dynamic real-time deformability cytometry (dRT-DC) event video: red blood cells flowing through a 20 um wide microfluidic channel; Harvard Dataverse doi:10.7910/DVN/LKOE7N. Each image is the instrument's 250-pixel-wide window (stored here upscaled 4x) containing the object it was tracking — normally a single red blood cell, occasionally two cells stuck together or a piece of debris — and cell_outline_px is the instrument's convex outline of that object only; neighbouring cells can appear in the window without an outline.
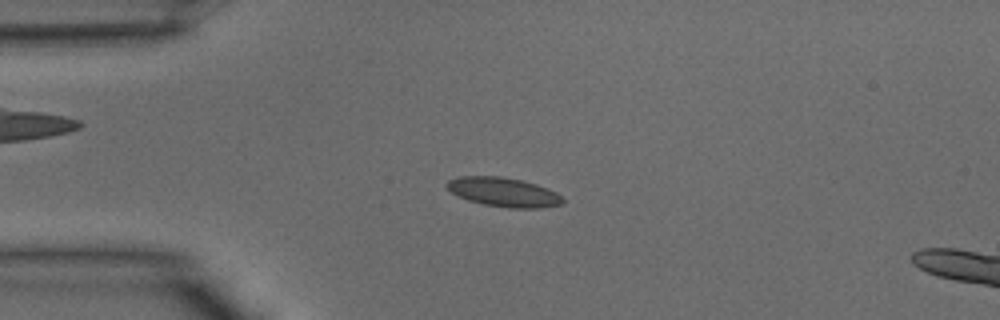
{"species": "common noctule bat (a hibernating species)", "species_latin": "Nyctalus noctula", "temperature_condition": "warm", "stored_images_in_passage": 34, "camera_frame_rate_fps": 3000, "um_per_image_px": 0.085, "animal": {"sex": "male", "body_mass_g": 15.6}, "frame": {"image": 1, "passage_image": 9, "time_ms": 2.667, "image_size_px": [1000, 320], "cell_outline_px": [[564, 204], [540, 208], [508, 208], [484, 204], [468, 200], [452, 192], [444, 184], [448, 180], [460, 176], [500, 176], [520, 180], [536, 184], [548, 188], [556, 192], [564, 200]], "centroid_in_image_um": [42.82, 16.33], "position_along_channel_um": 42.2, "area_um2": 19.65}}
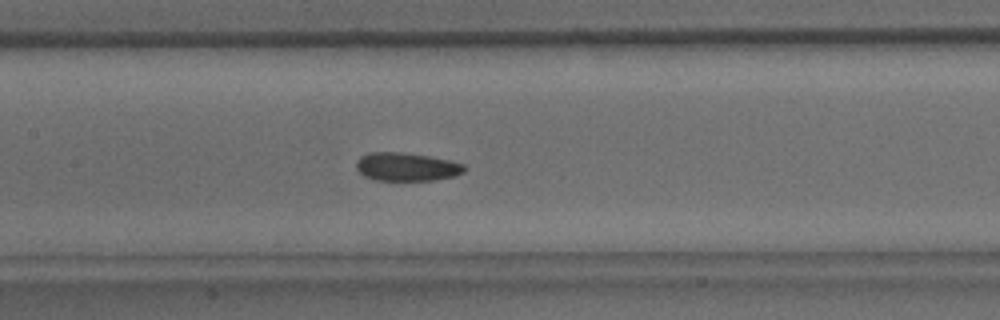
{"frame": {"image": 2, "passage_image": 18, "time_ms": 5.667, "image_size_px": [1000, 320], "cell_outline_px": [[468, 168], [464, 172], [452, 176], [436, 180], [376, 180], [364, 176], [356, 168], [356, 160], [360, 156], [368, 152], [400, 152], [428, 156], [448, 160], [464, 164]], "centroid_in_image_um": [34.54, 14.17], "position_along_channel_um": 172.9, "area_um2": 17.86}}
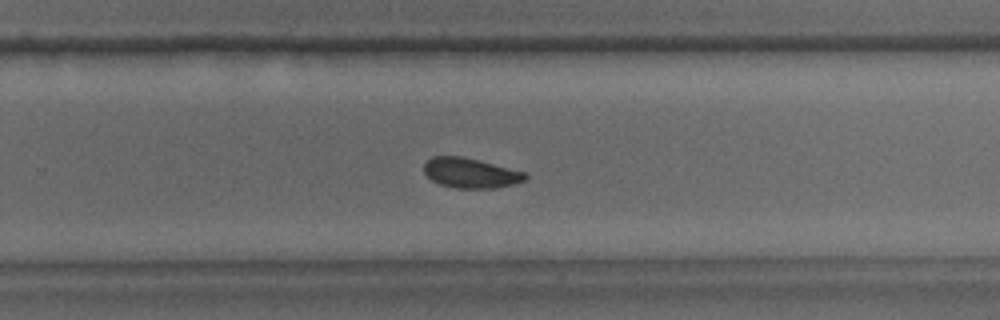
{"frame": {"image": 3, "passage_image": 25, "time_ms": 8.0, "image_size_px": [1000, 320], "cell_outline_px": [[528, 176], [524, 180], [512, 184], [496, 188], [456, 188], [440, 184], [432, 180], [424, 172], [424, 164], [432, 156], [460, 156], [480, 160], [524, 172]], "centroid_in_image_um": [39.98, 14.7], "position_along_channel_um": 289.8, "area_um2": 17.51}}